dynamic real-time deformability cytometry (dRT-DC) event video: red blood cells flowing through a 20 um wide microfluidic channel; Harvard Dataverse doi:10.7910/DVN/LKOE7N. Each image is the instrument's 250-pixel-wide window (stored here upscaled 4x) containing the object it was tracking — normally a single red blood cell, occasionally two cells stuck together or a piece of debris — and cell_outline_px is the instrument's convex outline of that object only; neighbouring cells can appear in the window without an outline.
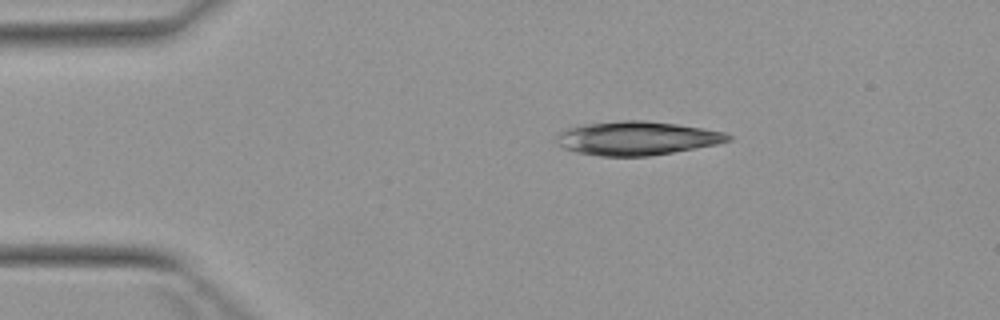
{"species": "Egyptian fruit bat (a non-hibernating species)", "species_latin": "Rousettus aegyptiacus", "temperature_condition": "warm", "stored_images_in_passage": 3, "camera_frame_rate_fps": 3000, "um_per_image_px": 0.085, "animal": {"sex": "female"}, "frame": {"image": 1, "passage_image": 1, "time_ms": 0.0, "image_size_px": [1000, 320], "cell_outline_px": [[732, 140], [716, 144], [672, 152], [648, 156], [600, 156], [576, 152], [564, 148], [556, 140], [556, 136], [564, 128], [584, 124], [624, 120], [644, 120], [676, 124], [724, 132], [732, 136]], "centroid_in_image_um": [54.1, 11.74], "position_along_channel_um": 30.9, "area_um2": 33.52}}
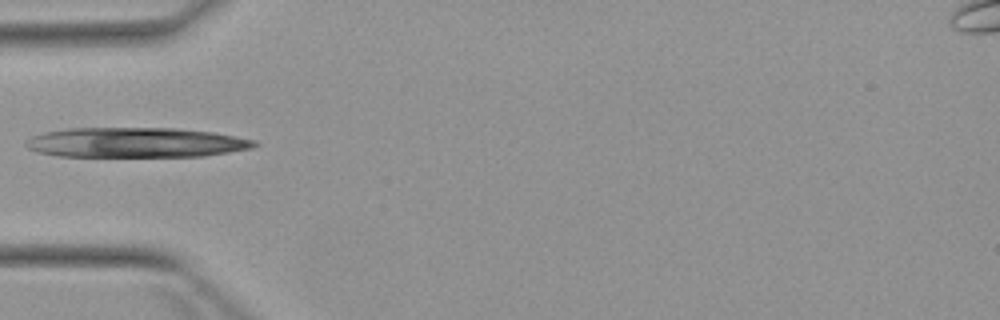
{"frame": {"image": 2, "passage_image": 2, "time_ms": 2.333, "image_size_px": [1000, 320], "cell_outline_px": [[260, 144], [252, 148], [204, 156], [60, 156], [40, 152], [28, 148], [24, 144], [32, 136], [44, 132], [68, 128], [176, 128], [212, 132], [256, 140]], "centroid_in_image_um": [11.57, 12.11], "position_along_channel_um": 73.4, "area_um2": 39.65}}
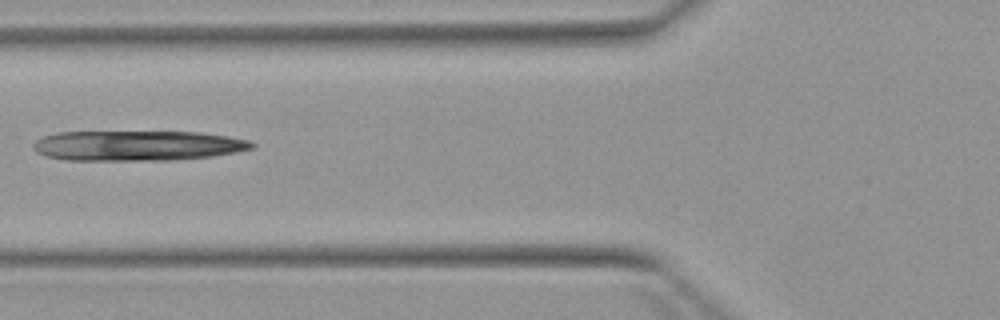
{"frame": {"image": 3, "passage_image": 3, "time_ms": 3.333, "image_size_px": [1000, 320], "cell_outline_px": [[256, 144], [252, 148], [236, 152], [212, 156], [172, 160], [68, 160], [44, 156], [36, 152], [32, 148], [32, 144], [36, 140], [44, 136], [56, 132], [200, 132], [228, 136], [248, 140]], "centroid_in_image_um": [11.65, 12.38], "position_along_channel_um": 114.2, "area_um2": 38.49}}